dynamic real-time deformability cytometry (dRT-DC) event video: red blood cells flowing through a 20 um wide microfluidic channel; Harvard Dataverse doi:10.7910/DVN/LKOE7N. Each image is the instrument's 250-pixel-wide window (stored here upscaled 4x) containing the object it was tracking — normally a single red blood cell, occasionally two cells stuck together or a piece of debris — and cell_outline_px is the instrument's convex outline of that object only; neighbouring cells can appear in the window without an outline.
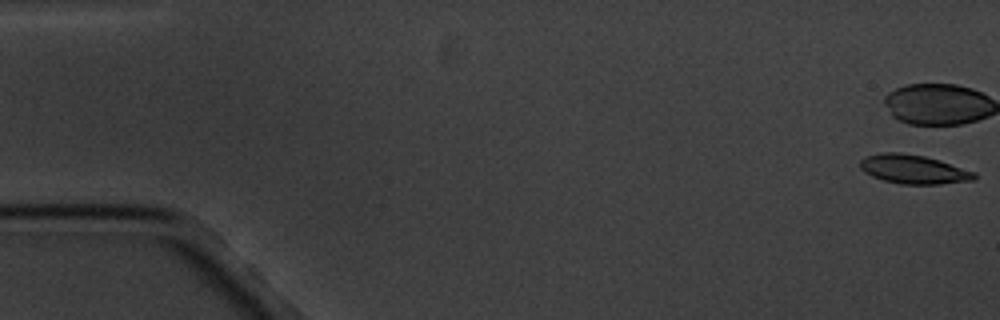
{"species": "common noctule bat (a hibernating species)", "species_latin": "Nyctalus noctula", "temperature_condition": "cold", "stored_images_in_passage": 5, "camera_frame_rate_fps": 3000, "um_per_image_px": 0.085, "animal": {"sex": "male", "body_mass_g": 20.1, "forearm_length_mm": 53.5}, "frame": {"image": 1, "passage_image": 1, "time_ms": 0.0, "image_size_px": [1000, 320], "cell_outline_px": [[976, 180], [940, 184], [900, 184], [884, 180], [872, 176], [864, 172], [860, 168], [860, 160], [864, 156], [884, 152], [900, 152], [924, 156], [940, 160], [976, 172]], "centroid_in_image_um": [77.66, 14.39], "position_along_channel_um": 7.3, "area_um2": 19.42}}